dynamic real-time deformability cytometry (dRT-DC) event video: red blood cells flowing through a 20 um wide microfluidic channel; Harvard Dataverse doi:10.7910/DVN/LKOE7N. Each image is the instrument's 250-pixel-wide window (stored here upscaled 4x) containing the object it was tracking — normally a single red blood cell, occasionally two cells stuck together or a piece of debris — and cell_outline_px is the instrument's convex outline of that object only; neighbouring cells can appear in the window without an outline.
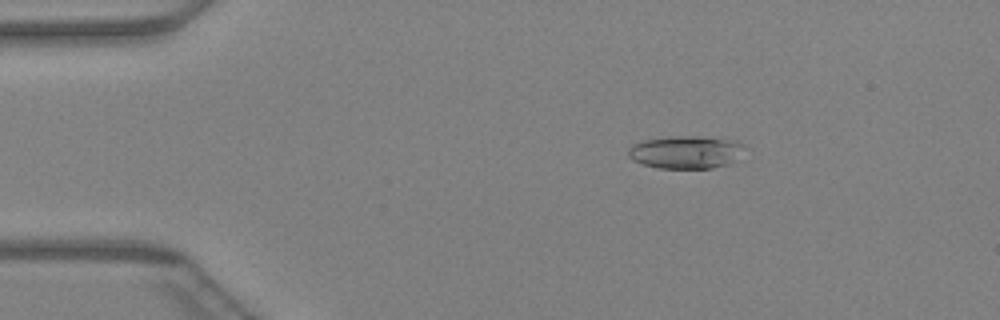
{"species": "Egyptian fruit bat (a non-hibernating species)", "species_latin": "Rousettus aegyptiacus", "temperature_condition": "warm", "stored_images_in_passage": 40, "camera_frame_rate_fps": 3000, "um_per_image_px": 0.085, "animal": {"sex": "female"}, "frame": {"image": 1, "passage_image": 2, "time_ms": 0.333, "image_size_px": [1000, 320], "cell_outline_px": [[744, 148], [728, 164], [712, 168], [656, 168], [632, 160], [628, 156], [628, 148], [632, 144], [644, 140], [668, 136], [692, 136], [736, 140], [744, 144]], "centroid_in_image_um": [58.23, 12.92], "position_along_channel_um": 26.8, "area_um2": 22.08}}
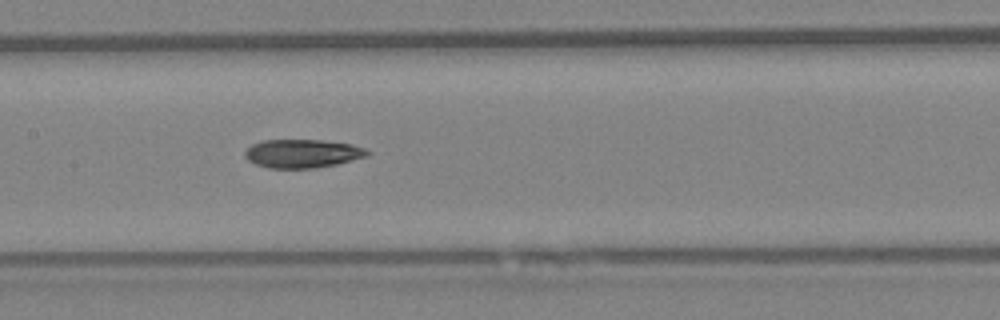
{"frame": {"image": 2, "passage_image": 17, "time_ms": 5.333, "image_size_px": [1000, 320], "cell_outline_px": [[372, 152], [368, 156], [336, 164], [316, 168], [268, 168], [256, 164], [248, 160], [244, 156], [244, 152], [252, 144], [264, 140], [320, 140], [352, 144], [364, 148]], "centroid_in_image_um": [25.72, 13.05], "position_along_channel_um": 181.7, "area_um2": 20.35}}
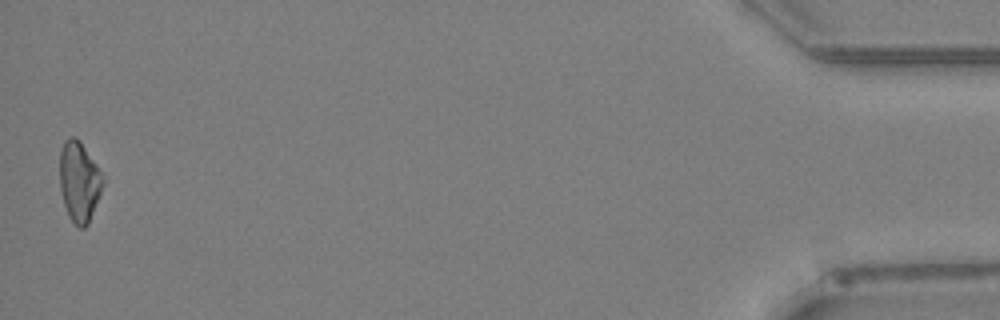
{"frame": {"image": 3, "passage_image": 40, "time_ms": 13.0, "image_size_px": [1000, 320], "cell_outline_px": [[104, 180], [100, 192], [88, 224], [84, 228], [80, 228], [68, 216], [60, 192], [60, 148], [64, 140], [68, 136], [76, 136], [80, 140], [96, 164]], "centroid_in_image_um": [6.7, 15.39], "position_along_channel_um": 428.5, "area_um2": 20.06}}